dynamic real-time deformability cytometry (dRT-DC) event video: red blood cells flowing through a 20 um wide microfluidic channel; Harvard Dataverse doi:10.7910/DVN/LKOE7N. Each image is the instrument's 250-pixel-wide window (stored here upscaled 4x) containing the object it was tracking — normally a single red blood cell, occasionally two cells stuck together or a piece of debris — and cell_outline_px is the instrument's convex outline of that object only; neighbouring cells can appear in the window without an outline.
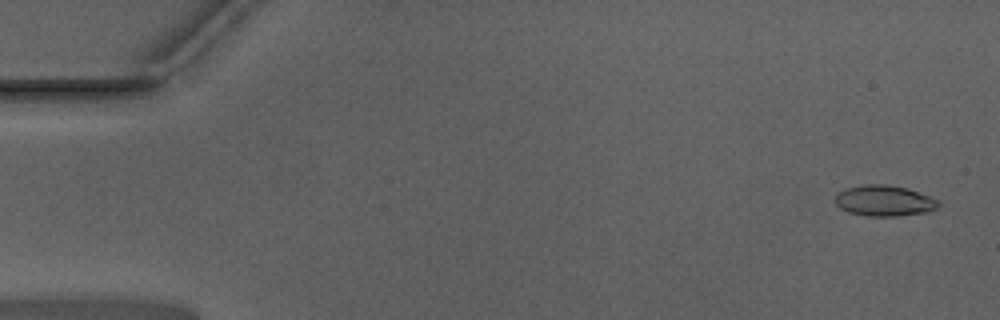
{"species": "Egyptian fruit bat (a non-hibernating species)", "species_latin": "Rousettus aegyptiacus", "temperature_condition": "warm", "stored_images_in_passage": 52, "camera_frame_rate_fps": 3000, "um_per_image_px": 0.085, "animal": {"sex": "male"}, "frame": {"image": 1, "passage_image": 2, "time_ms": 0.333, "image_size_px": [1000, 320], "cell_outline_px": [[940, 204], [936, 208], [928, 212], [896, 216], [868, 216], [848, 212], [840, 208], [836, 204], [836, 196], [844, 188], [868, 184], [880, 184], [908, 188], [928, 196], [936, 200]], "centroid_in_image_um": [75.15, 17.07], "position_along_channel_um": 9.9, "area_um2": 18.32}}
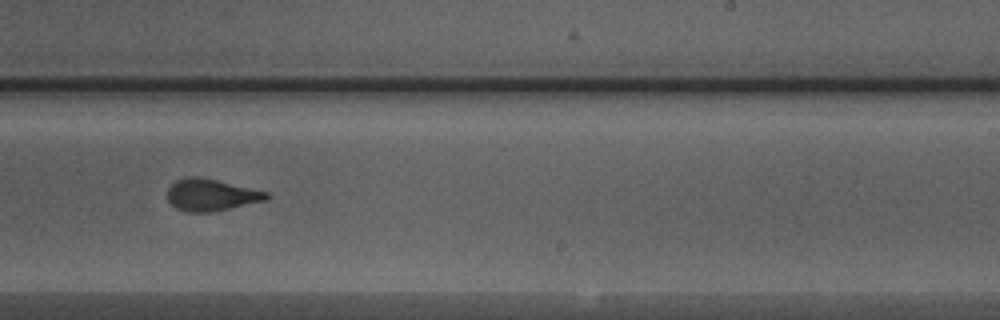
{"frame": {"image": 2, "passage_image": 32, "time_ms": 10.333, "image_size_px": [1000, 320], "cell_outline_px": [[272, 196], [268, 200], [208, 212], [188, 212], [176, 208], [168, 200], [168, 188], [176, 180], [188, 176], [200, 176], [268, 192]], "centroid_in_image_um": [17.96, 16.55], "position_along_channel_um": 271.0, "area_um2": 18.32}}
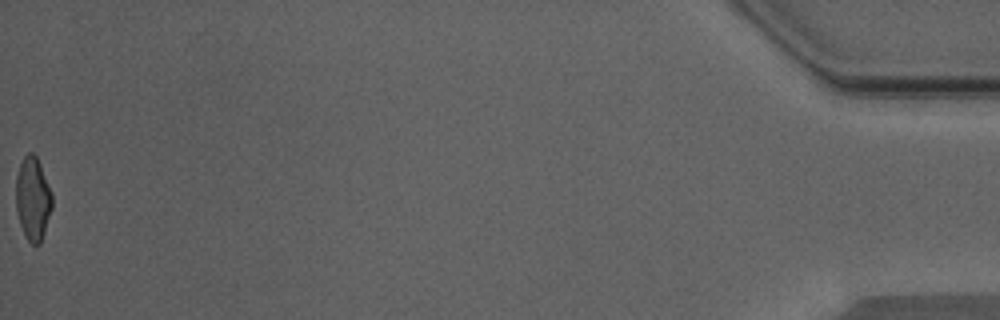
{"frame": {"image": 3, "passage_image": 52, "time_ms": 17.0, "image_size_px": [1000, 320], "cell_outline_px": [[52, 208], [40, 244], [32, 244], [28, 240], [20, 224], [16, 212], [16, 176], [20, 164], [24, 156], [28, 152], [32, 152], [36, 156], [40, 164], [52, 192]], "centroid_in_image_um": [2.79, 16.87], "position_along_channel_um": 432.4, "area_um2": 17.51}, "authors_computed_cell_mechanics": {"area_um2": 18.4382, "velocity_mm_per_s": 3.9859, "shape_relaxation_time_tau1_ms": 5.2158, "shape_relaxation_time_tau2_ms": 1.0041, "deformation_change_tau1": 0.169, "deformation_change_tau2": 0.0808}}